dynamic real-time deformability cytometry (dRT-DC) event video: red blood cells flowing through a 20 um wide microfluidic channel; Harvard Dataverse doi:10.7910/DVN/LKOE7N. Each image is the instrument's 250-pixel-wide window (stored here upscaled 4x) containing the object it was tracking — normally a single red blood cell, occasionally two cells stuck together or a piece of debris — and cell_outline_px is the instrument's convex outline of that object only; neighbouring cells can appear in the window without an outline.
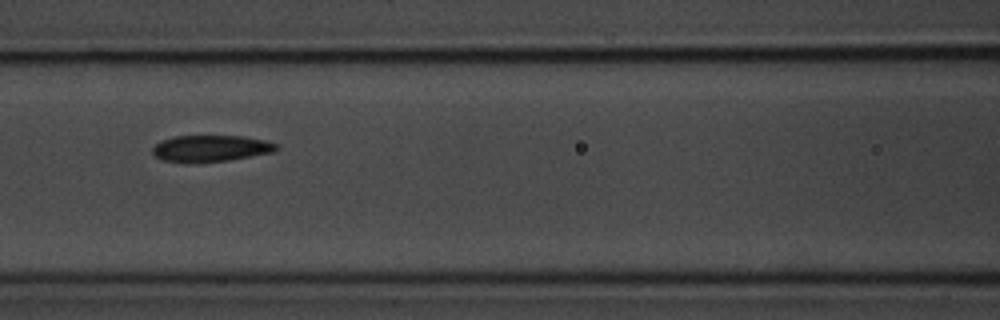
{"species": "common noctule bat (a hibernating species)", "species_latin": "Nyctalus noctula", "temperature_condition": "room temperature", "stored_images_in_passage": 7, "camera_frame_rate_fps": 3000, "um_per_image_px": 0.085, "animal": {"sex": "male", "body_mass_g": 20.1, "forearm_length_mm": 53.5}, "frame": {"image": 1, "passage_image": 3, "time_ms": 2.333, "image_size_px": [1000, 320], "cell_outline_px": [[280, 148], [272, 152], [228, 160], [164, 160], [156, 156], [152, 152], [152, 148], [160, 140], [172, 136], [244, 136], [268, 140], [276, 144]], "centroid_in_image_um": [17.96, 12.56], "position_along_channel_um": 148.6, "area_um2": 18.44}}
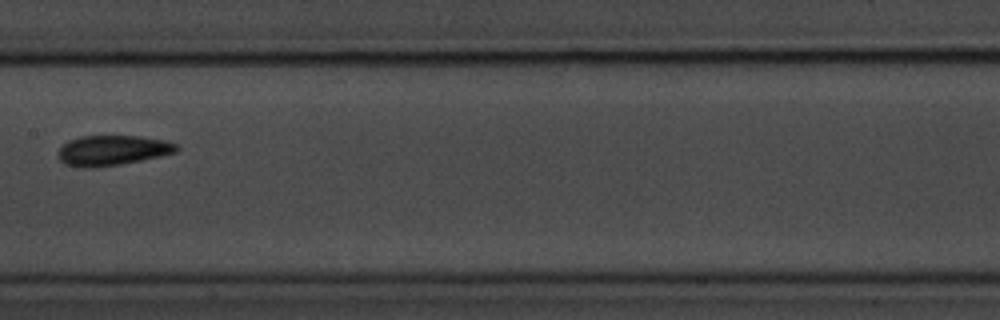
{"frame": {"image": 2, "passage_image": 4, "time_ms": 3.667, "image_size_px": [1000, 320], "cell_outline_px": [[180, 148], [176, 152], [160, 156], [120, 164], [88, 168], [80, 168], [64, 164], [60, 160], [56, 152], [68, 140], [80, 136], [136, 136], [168, 140], [176, 144]], "centroid_in_image_um": [9.53, 12.78], "position_along_channel_um": 197.9, "area_um2": 20.87}}
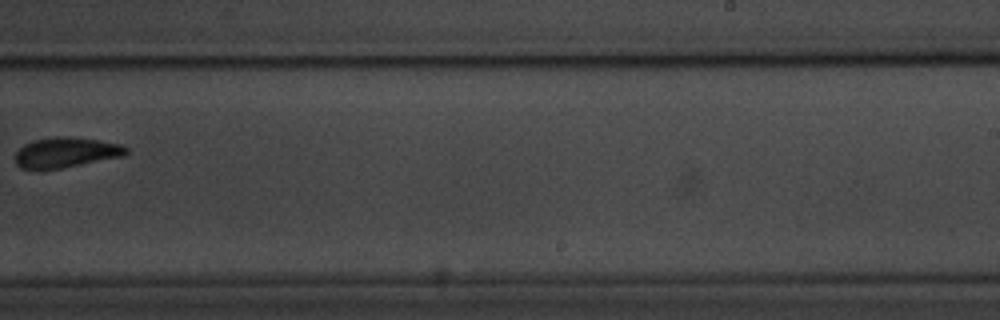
{"frame": {"image": 3, "passage_image": 6, "time_ms": 6.0, "image_size_px": [1000, 320], "cell_outline_px": [[128, 152], [120, 156], [60, 168], [20, 168], [16, 164], [16, 152], [24, 144], [32, 140], [56, 136], [72, 136], [100, 140], [120, 144], [128, 148]], "centroid_in_image_um": [5.59, 12.92], "position_along_channel_um": 283.4, "area_um2": 19.19}}